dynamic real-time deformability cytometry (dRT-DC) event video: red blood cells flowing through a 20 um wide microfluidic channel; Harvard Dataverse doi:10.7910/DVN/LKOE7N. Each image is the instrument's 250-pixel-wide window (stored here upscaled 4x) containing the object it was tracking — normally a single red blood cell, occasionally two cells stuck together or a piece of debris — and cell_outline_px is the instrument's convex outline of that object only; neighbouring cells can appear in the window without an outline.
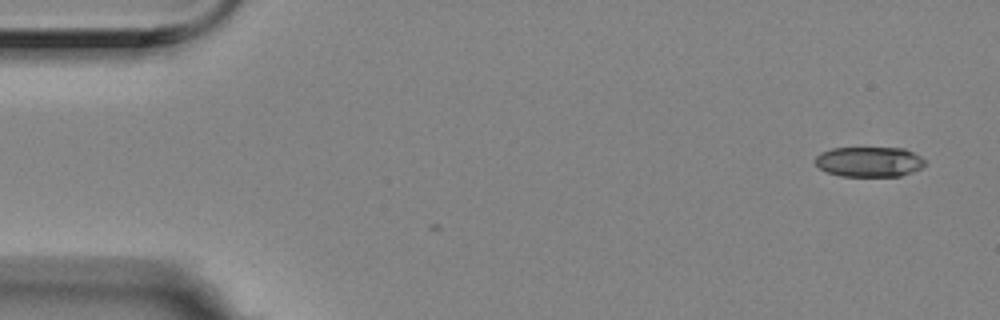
{"species": "Egyptian fruit bat (a non-hibernating species)", "species_latin": "Rousettus aegyptiacus", "temperature_condition": "room temperature", "stored_images_in_passage": 2, "camera_frame_rate_fps": 3000, "um_per_image_px": 0.085, "animal": {"sex": "female"}, "frame": {"image": 1, "passage_image": 2, "time_ms": 0.333, "image_size_px": [1000, 320], "cell_outline_px": [[928, 164], [912, 172], [900, 176], [840, 176], [828, 172], [820, 168], [816, 164], [816, 156], [820, 152], [832, 148], [904, 148], [920, 156]], "centroid_in_image_um": [73.9, 13.75], "position_along_channel_um": 11.1, "area_um2": 19.25}}